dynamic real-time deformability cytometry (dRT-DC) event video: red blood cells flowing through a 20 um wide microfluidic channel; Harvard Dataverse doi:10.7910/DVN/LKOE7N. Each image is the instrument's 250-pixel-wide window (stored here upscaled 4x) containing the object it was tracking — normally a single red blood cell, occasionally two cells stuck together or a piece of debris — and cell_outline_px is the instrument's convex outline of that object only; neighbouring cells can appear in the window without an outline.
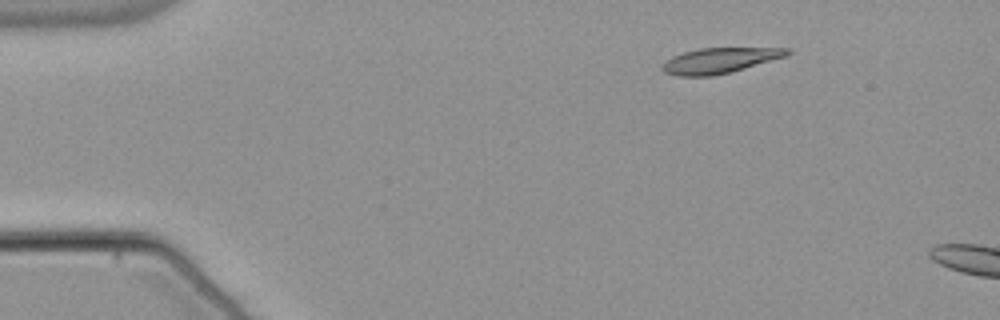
{"species": "common noctule bat (a hibernating species)", "species_latin": "Nyctalus noctula", "temperature_condition": "warm", "stored_images_in_passage": 10, "camera_frame_rate_fps": 3000, "um_per_image_px": 0.085, "animal": {"sex": "male", "body_mass_g": 21.5, "forearm_length_mm": 52.0}, "frame": {"image": 1, "passage_image": 1, "time_ms": 0.0, "image_size_px": [1000, 320], "cell_outline_px": [[792, 52], [788, 56], [728, 72], [712, 76], [676, 76], [664, 72], [660, 68], [660, 64], [672, 56], [684, 52], [700, 48], [792, 48]], "centroid_in_image_um": [61.14, 5.14], "position_along_channel_um": 23.9, "area_um2": 18.5}}